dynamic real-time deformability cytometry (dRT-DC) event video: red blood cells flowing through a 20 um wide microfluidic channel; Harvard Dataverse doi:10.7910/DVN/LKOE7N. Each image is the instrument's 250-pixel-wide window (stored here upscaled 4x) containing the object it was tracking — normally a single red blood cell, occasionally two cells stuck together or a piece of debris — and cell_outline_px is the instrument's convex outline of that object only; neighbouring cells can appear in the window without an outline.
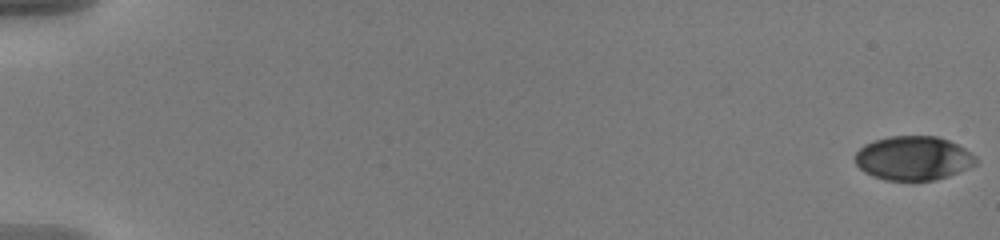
{"species": "human", "species_latin": "Homo sapiens", "temperature_condition": "warm", "stored_images_in_passage": 58, "camera_frame_rate_fps": 3000, "um_per_image_px": 0.085, "donor": {"sex": "male"}, "frame": {"image": 1, "passage_image": 1, "time_ms": 0.0, "image_size_px": [1000, 240], "cell_outline_px": [[976, 164], [968, 168], [948, 176], [932, 180], [884, 180], [872, 176], [864, 172], [856, 164], [856, 152], [864, 144], [888, 136], [936, 136], [948, 140], [964, 148], [976, 156]], "centroid_in_image_um": [77.62, 13.44], "position_along_channel_um": 7.4, "area_um2": 30.87}}
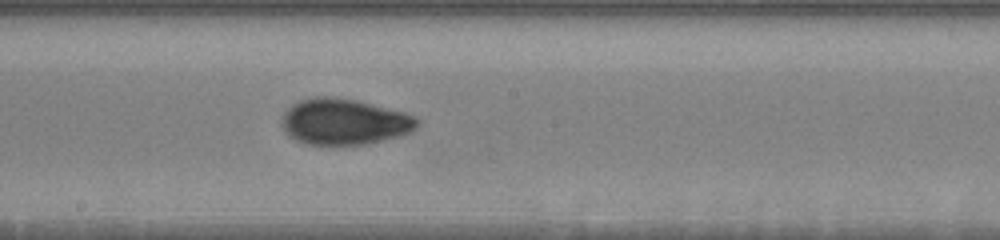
{"frame": {"image": 2, "passage_image": 34, "time_ms": 11.0, "image_size_px": [1000, 240], "cell_outline_px": [[420, 124], [412, 132], [400, 136], [368, 144], [308, 144], [296, 140], [288, 136], [284, 132], [280, 124], [280, 120], [284, 112], [292, 104], [300, 100], [316, 96], [332, 96], [356, 100], [404, 112], [416, 116], [420, 120]], "centroid_in_image_um": [29.26, 10.34], "position_along_channel_um": 218.9, "area_um2": 36.7}}
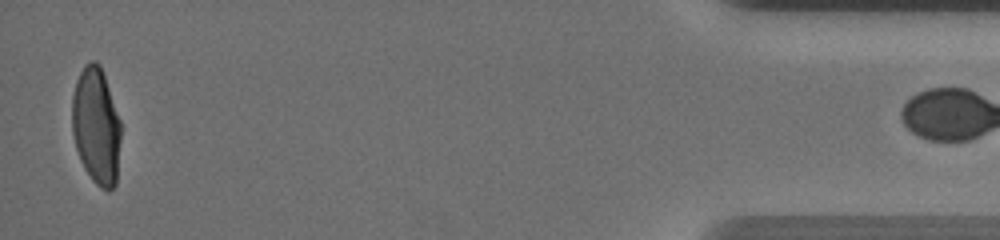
{"frame": {"image": 3, "passage_image": 57, "time_ms": 18.667, "image_size_px": [1000, 240], "cell_outline_px": [[120, 140], [116, 184], [108, 192], [100, 188], [92, 180], [84, 168], [80, 160], [76, 148], [72, 132], [72, 96], [76, 80], [84, 64], [92, 60], [96, 60], [100, 64], [120, 120]], "centroid_in_image_um": [8.16, 10.71], "position_along_channel_um": 427.0, "area_um2": 33.35}}